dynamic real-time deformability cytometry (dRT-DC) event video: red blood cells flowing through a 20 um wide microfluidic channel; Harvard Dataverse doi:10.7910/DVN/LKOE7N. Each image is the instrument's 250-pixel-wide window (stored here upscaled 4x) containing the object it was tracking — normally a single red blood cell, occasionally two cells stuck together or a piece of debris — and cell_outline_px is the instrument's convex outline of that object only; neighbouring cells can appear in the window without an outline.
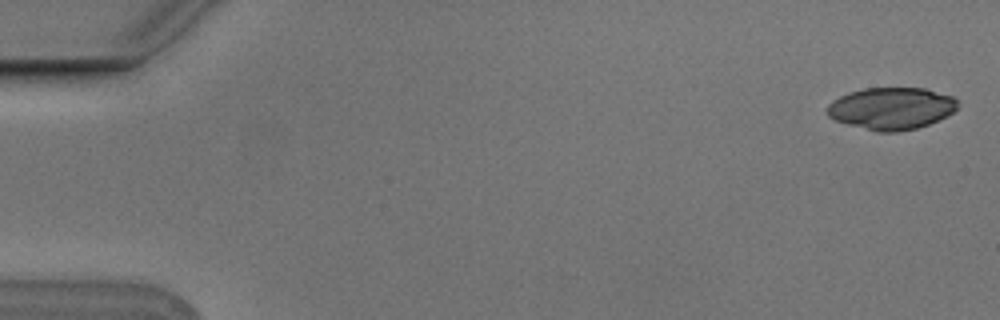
{"species": "Egyptian fruit bat (a non-hibernating species)", "species_latin": "Rousettus aegyptiacus", "temperature_condition": "cold", "stored_images_in_passage": 4, "camera_frame_rate_fps": 3000, "um_per_image_px": 0.085, "animal": {"sex": "male"}, "frame": {"image": 1, "passage_image": 1, "time_ms": 0.0, "image_size_px": [1000, 320], "cell_outline_px": [[956, 108], [948, 116], [928, 124], [916, 128], [896, 132], [876, 132], [848, 124], [836, 120], [828, 116], [828, 104], [832, 100], [848, 92], [864, 88], [924, 88], [952, 96], [956, 100]], "centroid_in_image_um": [75.75, 9.21], "position_along_channel_um": 9.3, "area_um2": 31.85}}